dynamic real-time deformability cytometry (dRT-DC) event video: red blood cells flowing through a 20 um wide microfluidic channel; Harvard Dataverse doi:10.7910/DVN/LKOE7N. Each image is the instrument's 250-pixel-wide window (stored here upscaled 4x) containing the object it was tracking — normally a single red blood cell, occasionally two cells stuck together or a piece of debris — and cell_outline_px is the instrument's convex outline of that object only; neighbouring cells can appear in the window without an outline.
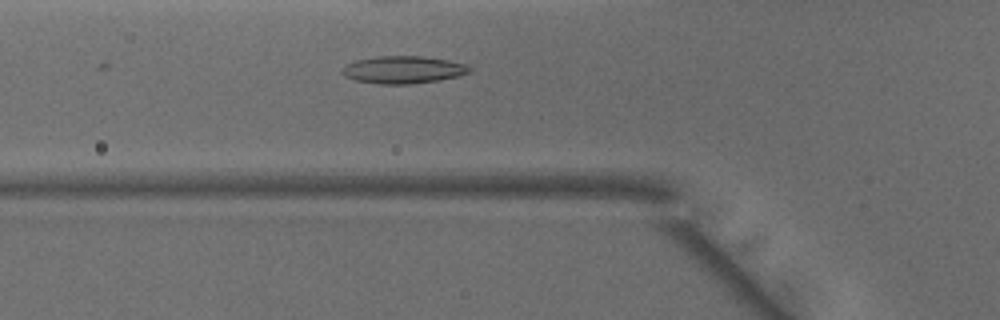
{"species": "common noctule bat (a hibernating species)", "species_latin": "Nyctalus noctula", "temperature_condition": "warm", "stored_images_in_passage": 13, "camera_frame_rate_fps": 3000, "um_per_image_px": 0.085, "animal": {"sex": "male", "body_mass_g": 15.6}, "frame": {"image": 1, "passage_image": 2, "time_ms": 0.333, "image_size_px": [1000, 320], "cell_outline_px": [[472, 72], [456, 76], [436, 80], [408, 84], [380, 84], [356, 80], [344, 76], [340, 72], [340, 68], [344, 64], [356, 60], [376, 56], [424, 56], [448, 60], [464, 64], [472, 68]], "centroid_in_image_um": [34.21, 5.91], "position_along_channel_um": 91.6, "area_um2": 20.4}}
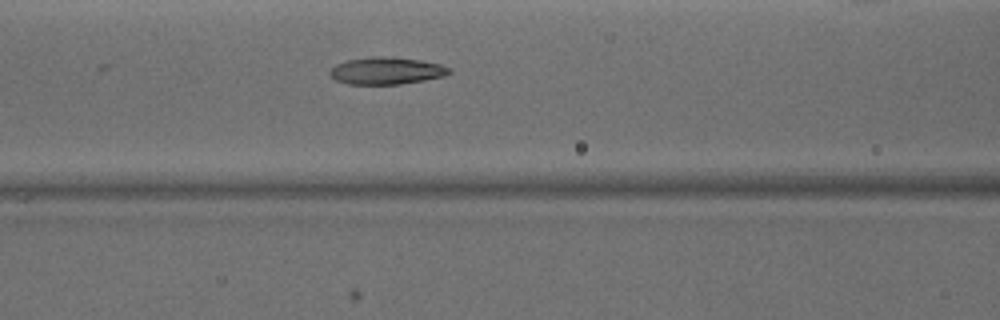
{"frame": {"image": 2, "passage_image": 5, "time_ms": 1.333, "image_size_px": [1000, 320], "cell_outline_px": [[452, 72], [444, 76], [424, 80], [400, 84], [348, 84], [336, 80], [328, 72], [336, 64], [348, 60], [376, 56], [392, 56], [420, 60], [440, 64], [452, 68]], "centroid_in_image_um": [32.88, 6.01], "position_along_channel_um": 133.7, "area_um2": 18.9}}
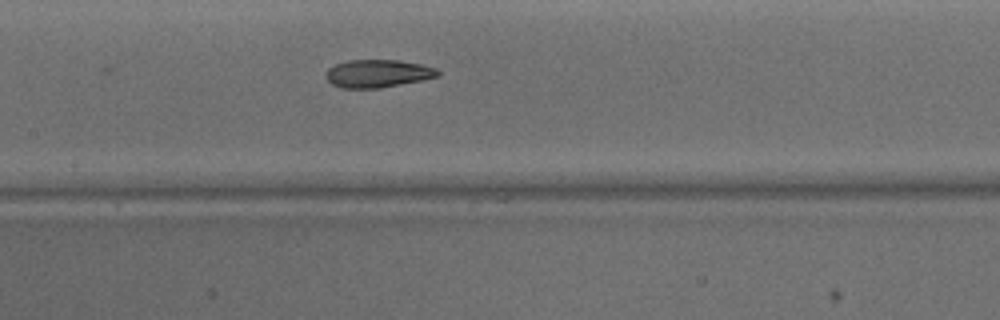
{"frame": {"image": 3, "passage_image": 8, "time_ms": 2.333, "image_size_px": [1000, 320], "cell_outline_px": [[440, 76], [424, 80], [380, 88], [340, 88], [332, 84], [324, 76], [328, 68], [336, 64], [348, 60], [400, 60], [420, 64], [436, 68], [440, 72]], "centroid_in_image_um": [32.12, 6.25], "position_along_channel_um": 175.3, "area_um2": 18.32}}